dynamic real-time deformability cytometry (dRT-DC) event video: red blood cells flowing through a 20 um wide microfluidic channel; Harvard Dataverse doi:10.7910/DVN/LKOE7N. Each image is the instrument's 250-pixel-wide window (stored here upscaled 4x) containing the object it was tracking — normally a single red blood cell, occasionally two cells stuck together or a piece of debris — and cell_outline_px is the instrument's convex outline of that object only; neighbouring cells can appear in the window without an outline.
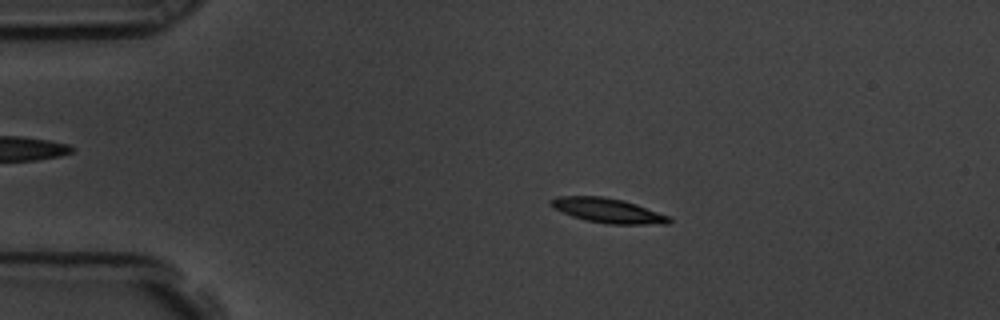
{"species": "common noctule bat (a hibernating species)", "species_latin": "Nyctalus noctula", "temperature_condition": "room temperature", "stored_images_in_passage": 57, "camera_frame_rate_fps": 3000, "um_per_image_px": 0.085, "animal": {"sex": "male", "body_mass_g": 19.5, "forearm_length_mm": 54.6}, "frame": {"image": 1, "passage_image": 11, "time_ms": 3.333, "image_size_px": [1000, 320], "cell_outline_px": [[672, 220], [668, 224], [608, 224], [584, 220], [572, 216], [548, 204], [548, 200], [556, 196], [604, 196], [624, 200], [672, 216]], "centroid_in_image_um": [51.7, 17.89], "position_along_channel_um": 33.3, "area_um2": 17.17}}
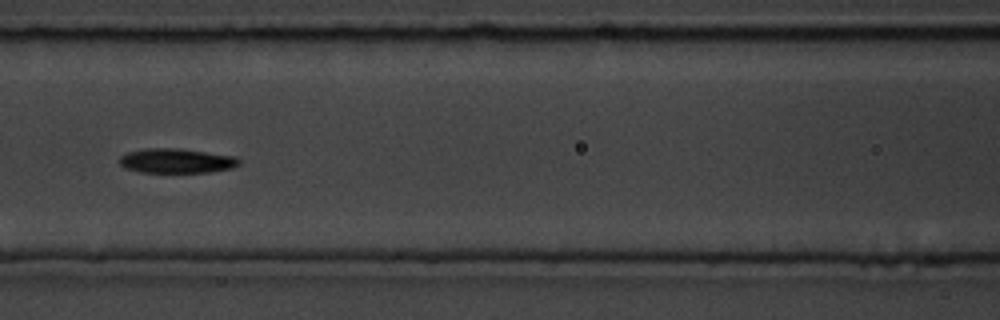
{"frame": {"image": 2, "passage_image": 25, "time_ms": 8.0, "image_size_px": [1000, 320], "cell_outline_px": [[240, 164], [232, 168], [212, 172], [140, 172], [124, 168], [116, 160], [120, 156], [128, 152], [148, 148], [180, 148], [236, 156], [240, 160]], "centroid_in_image_um": [14.99, 13.66], "position_along_channel_um": 151.6, "area_um2": 17.34}}
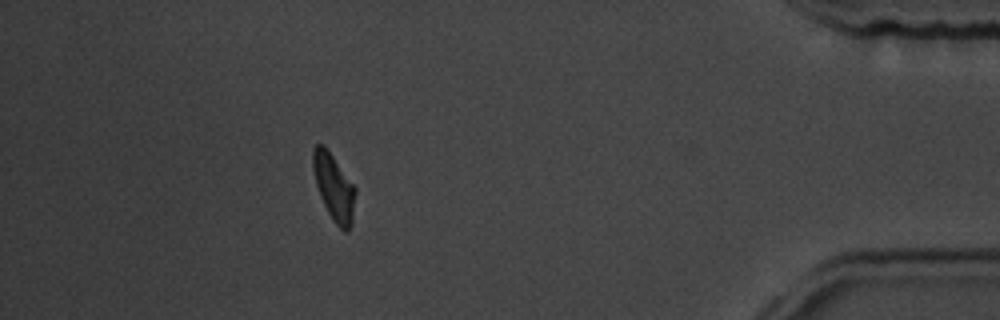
{"frame": {"image": 3, "passage_image": 51, "time_ms": 16.667, "image_size_px": [1000, 320], "cell_outline_px": [[356, 192], [352, 224], [348, 232], [344, 232], [332, 220], [320, 196], [316, 184], [312, 168], [312, 148], [316, 144], [324, 144], [356, 188]], "centroid_in_image_um": [28.38, 15.91], "position_along_channel_um": 406.8, "area_um2": 16.59}, "authors_computed_cell_mechanics": {"area_um2": 16.5308, "velocity_mm_per_s": 3.534, "shape_relaxation_time_tau1_ms": 2.1824, "shape_relaxation_time_tau2_ms": 4.8455, "deformation_change_tau1": 0.1341, "deformation_change_tau2": 0.1162}}